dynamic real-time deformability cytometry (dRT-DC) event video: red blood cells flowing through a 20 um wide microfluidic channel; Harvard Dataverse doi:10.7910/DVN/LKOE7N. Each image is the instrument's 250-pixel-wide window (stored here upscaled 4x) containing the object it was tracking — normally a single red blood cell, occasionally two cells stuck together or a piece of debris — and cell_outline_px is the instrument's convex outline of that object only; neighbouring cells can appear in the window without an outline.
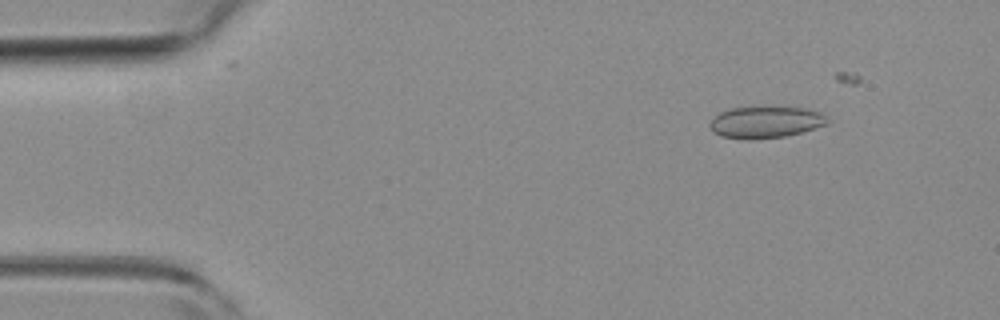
{"species": "common noctule bat (a hibernating species)", "species_latin": "Nyctalus noctula", "temperature_condition": "room temperature", "stored_images_in_passage": 6, "camera_frame_rate_fps": 3000, "um_per_image_px": 0.085, "animal": {"sex": "female", "body_mass_g": 19.3, "forearm_length_mm": 54.1}, "frame": {"image": 1, "passage_image": 2, "time_ms": 0.333, "image_size_px": [1000, 320], "cell_outline_px": [[828, 124], [800, 132], [784, 136], [748, 140], [744, 140], [720, 136], [712, 132], [708, 124], [720, 112], [732, 108], [764, 104], [804, 108], [820, 112], [828, 116]], "centroid_in_image_um": [65.06, 10.34], "position_along_channel_um": 19.9, "area_um2": 22.48}}